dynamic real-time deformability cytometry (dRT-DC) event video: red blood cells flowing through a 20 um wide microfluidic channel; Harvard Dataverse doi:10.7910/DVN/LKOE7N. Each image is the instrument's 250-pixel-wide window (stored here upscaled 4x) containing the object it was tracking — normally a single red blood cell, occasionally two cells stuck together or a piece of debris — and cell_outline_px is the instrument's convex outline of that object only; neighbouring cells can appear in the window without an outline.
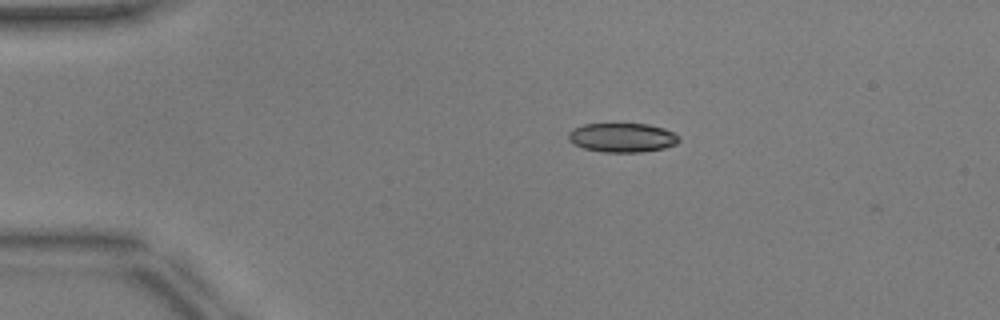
{"species": "common noctule bat (a hibernating species)", "species_latin": "Nyctalus noctula", "temperature_condition": "warm", "stored_images_in_passage": 2, "camera_frame_rate_fps": 3000, "um_per_image_px": 0.085, "animal": {"sex": "male", "body_mass_g": 17.9, "forearm_length_mm": 54.2}, "frame": {"image": 1, "passage_image": 1, "time_ms": 0.0, "image_size_px": [1000, 320], "cell_outline_px": [[680, 140], [676, 144], [664, 148], [640, 152], [604, 152], [584, 148], [572, 144], [568, 140], [568, 132], [572, 128], [584, 124], [648, 124], [664, 128], [680, 136]], "centroid_in_image_um": [52.87, 11.69], "position_along_channel_um": 32.1, "area_um2": 18.9}}